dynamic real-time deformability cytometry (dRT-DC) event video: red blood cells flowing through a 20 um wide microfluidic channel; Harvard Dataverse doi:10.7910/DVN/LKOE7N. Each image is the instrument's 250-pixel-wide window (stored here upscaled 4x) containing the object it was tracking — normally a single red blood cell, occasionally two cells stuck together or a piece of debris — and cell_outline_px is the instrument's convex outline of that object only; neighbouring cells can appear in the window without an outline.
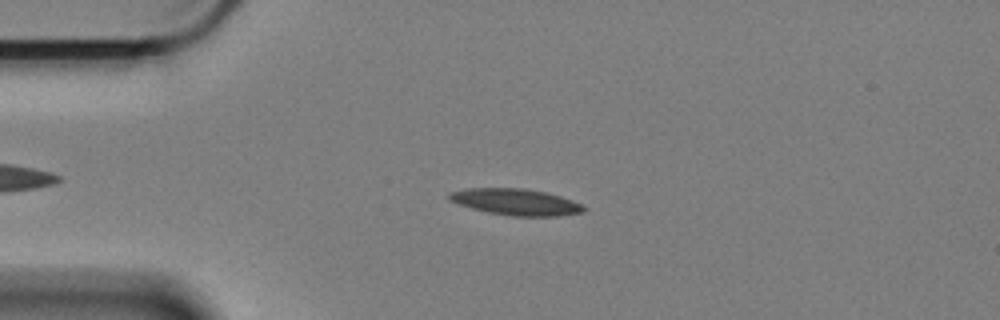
{"species": "Egyptian fruit bat (a non-hibernating species)", "species_latin": "Rousettus aegyptiacus", "temperature_condition": "cold", "stored_images_in_passage": 53, "camera_frame_rate_fps": 3000, "um_per_image_px": 0.085, "animal": {"sex": "female"}, "frame": {"image": 1, "passage_image": 13, "time_ms": 4.0, "image_size_px": [1000, 320], "cell_outline_px": [[588, 208], [580, 212], [556, 216], [512, 216], [488, 212], [472, 208], [448, 200], [448, 192], [464, 188], [524, 188], [544, 192], [560, 196], [572, 200]], "centroid_in_image_um": [43.8, 17.16], "position_along_channel_um": 41.2, "area_um2": 20.58}}
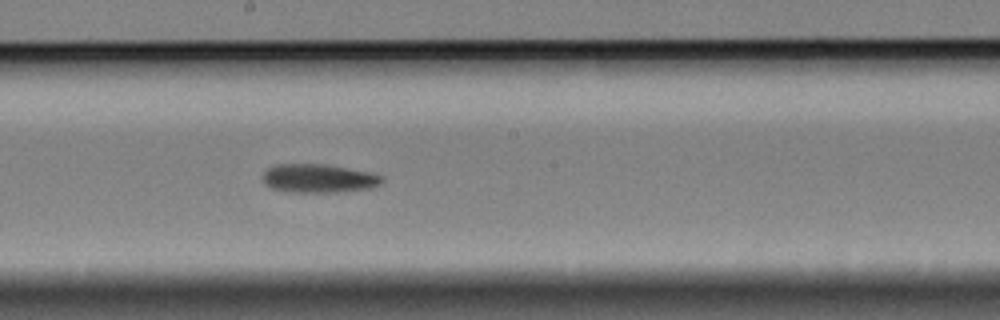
{"frame": {"image": 2, "passage_image": 31, "time_ms": 10.0, "image_size_px": [1000, 320], "cell_outline_px": [[384, 180], [376, 188], [344, 192], [288, 192], [272, 188], [264, 184], [264, 172], [268, 168], [276, 164], [324, 164], [372, 172], [384, 176]], "centroid_in_image_um": [27.16, 15.17], "position_along_channel_um": 221.0, "area_um2": 20.23}}
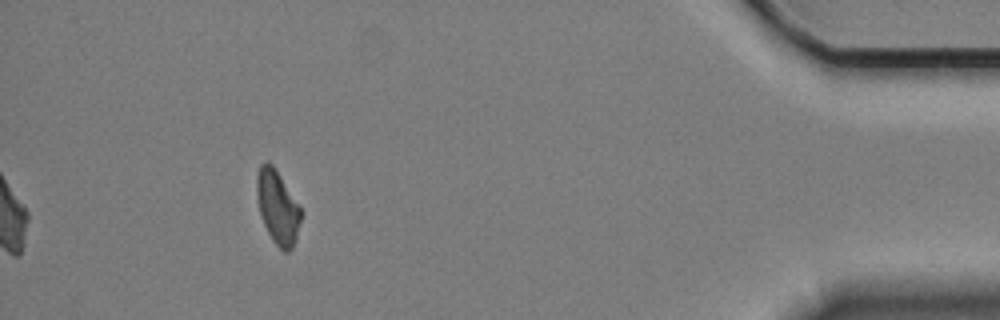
{"frame": {"image": 3, "passage_image": 53, "time_ms": 17.333, "image_size_px": [1000, 320], "cell_outline_px": [[300, 220], [296, 236], [292, 248], [288, 252], [284, 252], [272, 240], [260, 216], [256, 192], [256, 176], [260, 164], [264, 160], [268, 160], [272, 164], [300, 204]], "centroid_in_image_um": [23.57, 17.56], "position_along_channel_um": 411.6, "area_um2": 18.96}, "authors_computed_cell_mechanics": {"area_um2": 19.8832, "velocity_mm_per_s": 3.3844, "shape_relaxation_time_tau1_ms": null, "shape_relaxation_time_tau2_ms": 7.816, "deformation_change_tau1": null, "deformation_change_tau2": 0.1857}}